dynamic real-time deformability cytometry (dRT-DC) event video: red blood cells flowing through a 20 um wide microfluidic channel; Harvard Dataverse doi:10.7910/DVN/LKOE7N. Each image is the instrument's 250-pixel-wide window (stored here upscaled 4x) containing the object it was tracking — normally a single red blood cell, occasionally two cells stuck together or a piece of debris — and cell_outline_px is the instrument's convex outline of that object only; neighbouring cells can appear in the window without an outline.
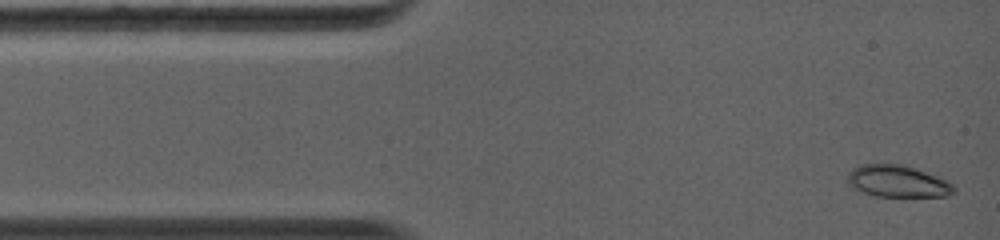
{"species": "common noctule bat (a hibernating species)", "species_latin": "Nyctalus noctula", "temperature_condition": "warm", "stored_images_in_passage": 45, "camera_frame_rate_fps": 5000, "um_per_image_px": 0.085, "animal": {"sex": "female", "body_mass_g": 19.0, "forearm_length_mm": 56.7}, "frame": {"image": 1, "passage_image": 1, "time_ms": 0.0, "image_size_px": [1000, 240], "cell_outline_px": [[956, 192], [944, 196], [876, 196], [864, 192], [856, 188], [848, 180], [848, 172], [864, 164], [900, 164], [936, 176], [952, 184], [956, 188]], "centroid_in_image_um": [76.33, 15.42], "position_along_channel_um": 8.7, "area_um2": 19.07}}
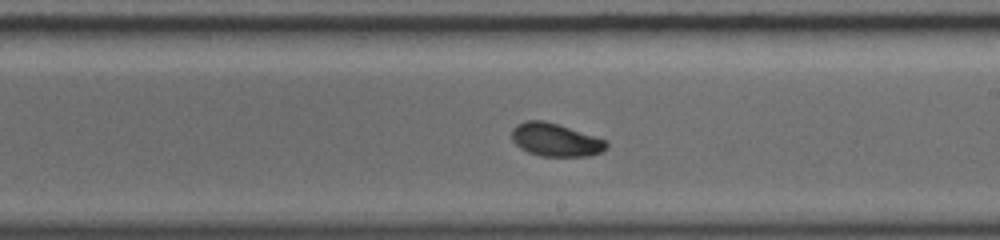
{"frame": {"image": 2, "passage_image": 25, "time_ms": 7.0, "image_size_px": [1000, 240], "cell_outline_px": [[608, 148], [600, 152], [588, 156], [540, 156], [528, 152], [520, 148], [512, 140], [512, 128], [516, 124], [524, 120], [544, 120], [596, 136], [608, 140]], "centroid_in_image_um": [47.22, 11.88], "position_along_channel_um": 241.8, "area_um2": 18.38}}
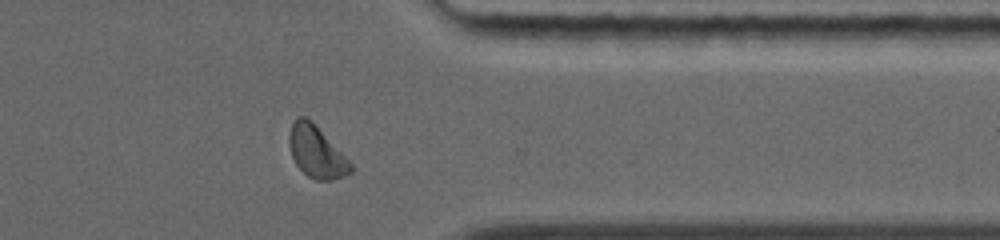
{"frame": {"image": 3, "passage_image": 40, "time_ms": 10.4, "image_size_px": [1000, 240], "cell_outline_px": [[352, 172], [344, 176], [332, 180], [316, 180], [308, 176], [296, 164], [292, 156], [288, 144], [288, 132], [292, 124], [300, 116], [308, 116], [312, 120], [352, 164]], "centroid_in_image_um": [26.88, 12.89], "position_along_channel_um": 384.5, "area_um2": 18.5}, "authors_computed_cell_mechanics": {"area_um2": 18.5538, "velocity_mm_per_s": 4.3345, "shape_relaxation_time_tau1_ms": 1.5347, "shape_relaxation_time_tau2_ms": null, "deformation_change_tau1": 0.1162, "deformation_change_tau2": null}}